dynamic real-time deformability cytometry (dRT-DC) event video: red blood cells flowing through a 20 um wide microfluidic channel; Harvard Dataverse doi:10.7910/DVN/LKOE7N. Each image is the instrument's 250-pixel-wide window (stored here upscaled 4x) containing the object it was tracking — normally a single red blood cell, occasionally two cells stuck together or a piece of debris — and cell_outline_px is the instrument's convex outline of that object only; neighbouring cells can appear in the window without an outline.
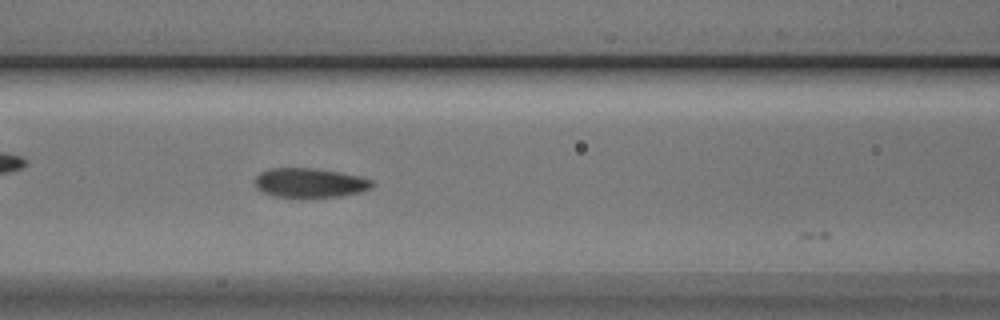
{"species": "Egyptian fruit bat (a non-hibernating species)", "species_latin": "Rousettus aegyptiacus", "temperature_condition": "cold", "stored_images_in_passage": 31, "camera_frame_rate_fps": 3000, "um_per_image_px": 0.085, "animal": {"sex": "male"}, "frame": {"image": 1, "passage_image": 5, "time_ms": 1.333, "image_size_px": [1000, 320], "cell_outline_px": [[376, 184], [372, 188], [360, 192], [340, 196], [304, 200], [300, 200], [272, 196], [260, 192], [256, 188], [256, 176], [260, 172], [268, 168], [316, 168], [340, 172], [360, 176], [372, 180]], "centroid_in_image_um": [26.32, 15.58], "position_along_channel_um": 140.3, "area_um2": 21.1}}
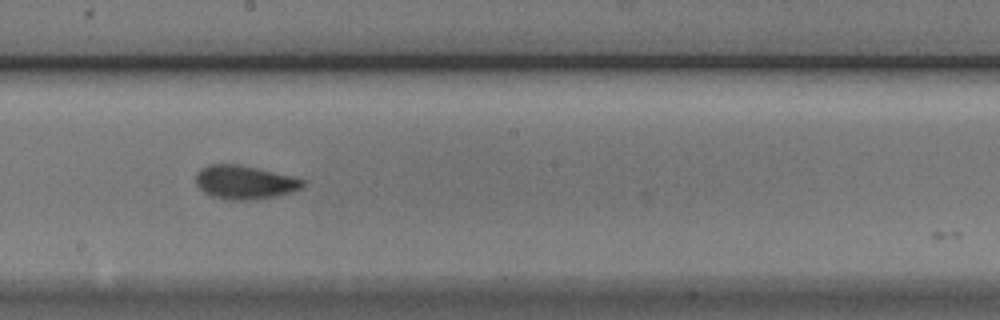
{"frame": {"image": 2, "passage_image": 12, "time_ms": 3.667, "image_size_px": [1000, 320], "cell_outline_px": [[304, 184], [300, 188], [292, 192], [276, 196], [256, 200], [224, 200], [208, 196], [196, 184], [196, 172], [200, 168], [208, 164], [236, 164], [256, 168], [292, 176], [304, 180]], "centroid_in_image_um": [20.74, 15.51], "position_along_channel_um": 227.5, "area_um2": 21.15}}
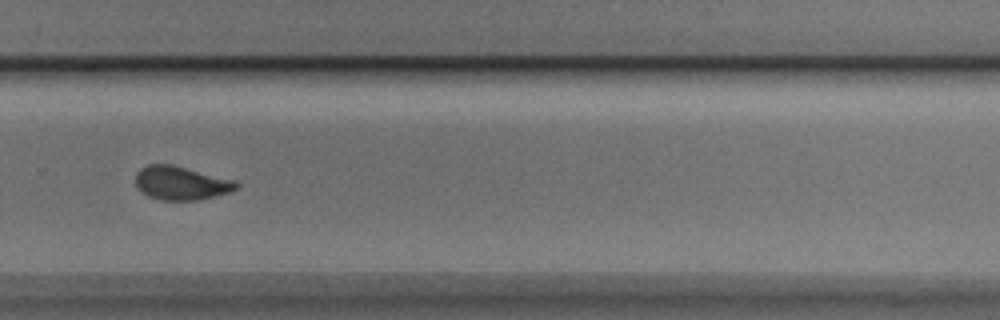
{"frame": {"image": 3, "passage_image": 19, "time_ms": 6.0, "image_size_px": [1000, 320], "cell_outline_px": [[240, 184], [236, 188], [228, 192], [216, 196], [200, 200], [164, 200], [148, 196], [136, 188], [136, 172], [140, 168], [148, 164], [172, 164], [236, 180]], "centroid_in_image_um": [15.38, 15.55], "position_along_channel_um": 314.4, "area_um2": 19.88}}